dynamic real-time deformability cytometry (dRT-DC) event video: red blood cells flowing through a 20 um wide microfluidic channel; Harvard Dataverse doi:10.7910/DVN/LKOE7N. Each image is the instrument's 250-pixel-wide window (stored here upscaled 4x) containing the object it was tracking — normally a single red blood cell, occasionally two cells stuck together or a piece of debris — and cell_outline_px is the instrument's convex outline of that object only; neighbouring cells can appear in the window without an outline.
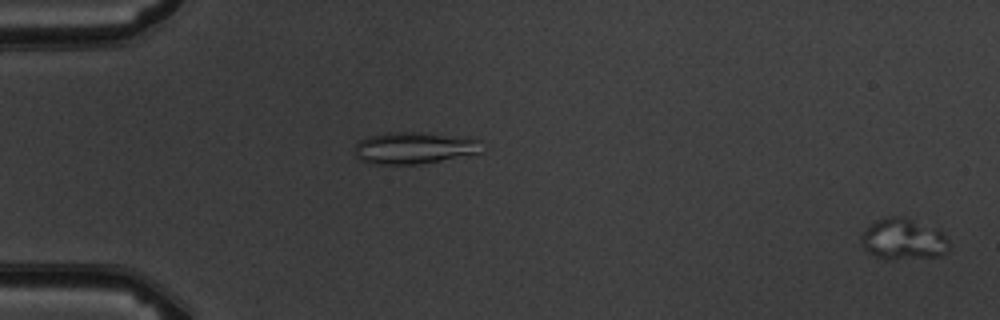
{"species": "common noctule bat (a hibernating species)", "species_latin": "Nyctalus noctula", "temperature_condition": "warm", "stored_images_in_passage": 4, "camera_frame_rate_fps": 3000, "um_per_image_px": 0.085, "animal": {"sex": "male", "body_mass_g": 19.5, "forearm_length_mm": 54.6}, "frame": {"image": 1, "passage_image": 4, "time_ms": 4.333, "image_size_px": [1000, 320], "cell_outline_px": [[948, 252], [940, 256], [888, 260], [884, 260], [868, 252], [860, 244], [860, 232], [876, 220], [888, 216], [904, 216], [940, 228], [948, 240]], "centroid_in_image_um": [76.77, 20.32], "position_along_channel_um": 8.2, "area_um2": 21.79}}